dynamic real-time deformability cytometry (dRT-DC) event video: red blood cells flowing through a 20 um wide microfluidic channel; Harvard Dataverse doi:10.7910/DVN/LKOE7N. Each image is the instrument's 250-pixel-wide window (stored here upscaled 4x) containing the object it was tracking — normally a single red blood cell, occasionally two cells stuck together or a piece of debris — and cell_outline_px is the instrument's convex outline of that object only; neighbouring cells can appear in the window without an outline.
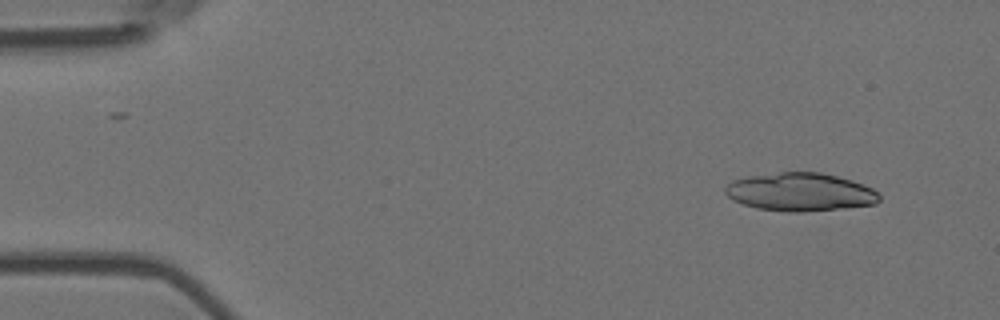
{"species": "Egyptian fruit bat (a non-hibernating species)", "species_latin": "Rousettus aegyptiacus", "temperature_condition": "room temperature", "stored_images_in_passage": 4, "camera_frame_rate_fps": 3000, "um_per_image_px": 0.085, "animal": {"sex": "female"}, "frame": {"image": 1, "passage_image": 1, "time_ms": 0.0, "image_size_px": [1000, 320], "cell_outline_px": [[880, 200], [876, 204], [844, 208], [804, 212], [788, 212], [756, 208], [732, 200], [724, 192], [724, 188], [732, 180], [748, 176], [780, 172], [820, 172], [852, 180], [872, 188], [880, 196]], "centroid_in_image_um": [68.01, 16.32], "position_along_channel_um": 17.0, "area_um2": 34.39}}